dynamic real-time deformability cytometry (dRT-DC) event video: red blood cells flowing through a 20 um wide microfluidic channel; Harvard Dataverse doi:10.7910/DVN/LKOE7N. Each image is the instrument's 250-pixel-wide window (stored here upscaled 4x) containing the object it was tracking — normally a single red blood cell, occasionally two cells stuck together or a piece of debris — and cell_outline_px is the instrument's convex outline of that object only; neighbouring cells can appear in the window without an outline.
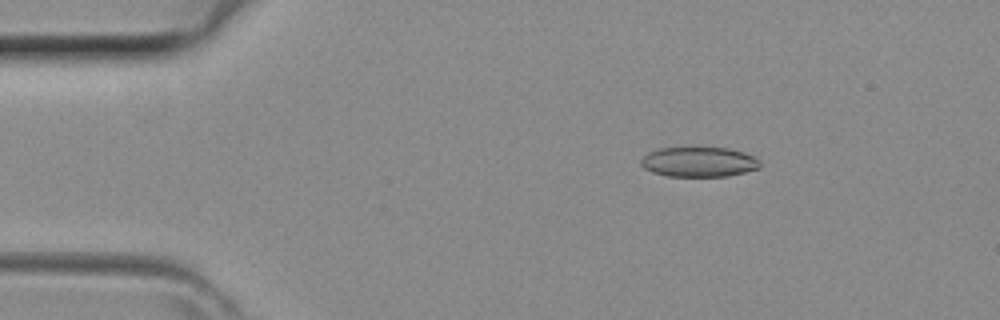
{"species": "common noctule bat (a hibernating species)", "species_latin": "Nyctalus noctula", "temperature_condition": "room temperature", "stored_images_in_passage": 42, "camera_frame_rate_fps": 3000, "um_per_image_px": 0.085, "animal": {"sex": "female", "body_mass_g": 29.2, "forearm_length_mm": 56.3}, "frame": {"image": 1, "passage_image": 6, "time_ms": 1.667, "image_size_px": [1000, 320], "cell_outline_px": [[760, 168], [728, 176], [668, 176], [652, 172], [644, 168], [640, 164], [640, 160], [648, 152], [656, 148], [728, 148], [744, 152], [756, 156], [760, 160]], "centroid_in_image_um": [59.41, 13.76], "position_along_channel_um": 25.6, "area_um2": 20.87}}
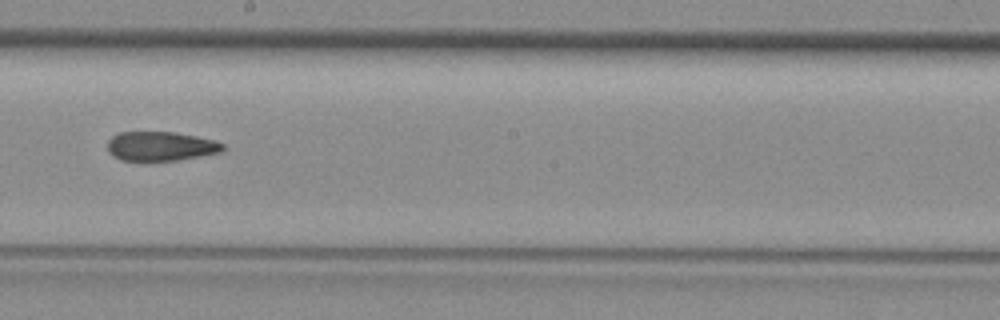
{"frame": {"image": 2, "passage_image": 23, "time_ms": 7.333, "image_size_px": [1000, 320], "cell_outline_px": [[224, 152], [176, 160], [120, 160], [112, 156], [108, 152], [108, 140], [112, 136], [120, 132], [176, 132], [216, 140], [224, 144]], "centroid_in_image_um": [13.68, 12.42], "position_along_channel_um": 234.5, "area_um2": 19.77}}
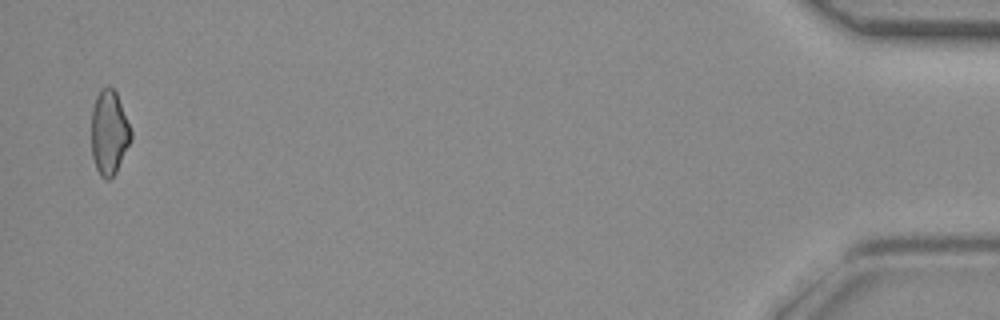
{"frame": {"image": 3, "passage_image": 41, "time_ms": 13.333, "image_size_px": [1000, 320], "cell_outline_px": [[132, 140], [116, 172], [108, 180], [100, 176], [96, 168], [92, 156], [92, 108], [96, 96], [100, 88], [108, 84], [116, 92], [132, 132]], "centroid_in_image_um": [9.28, 11.25], "position_along_channel_um": 425.9, "area_um2": 19.54}}